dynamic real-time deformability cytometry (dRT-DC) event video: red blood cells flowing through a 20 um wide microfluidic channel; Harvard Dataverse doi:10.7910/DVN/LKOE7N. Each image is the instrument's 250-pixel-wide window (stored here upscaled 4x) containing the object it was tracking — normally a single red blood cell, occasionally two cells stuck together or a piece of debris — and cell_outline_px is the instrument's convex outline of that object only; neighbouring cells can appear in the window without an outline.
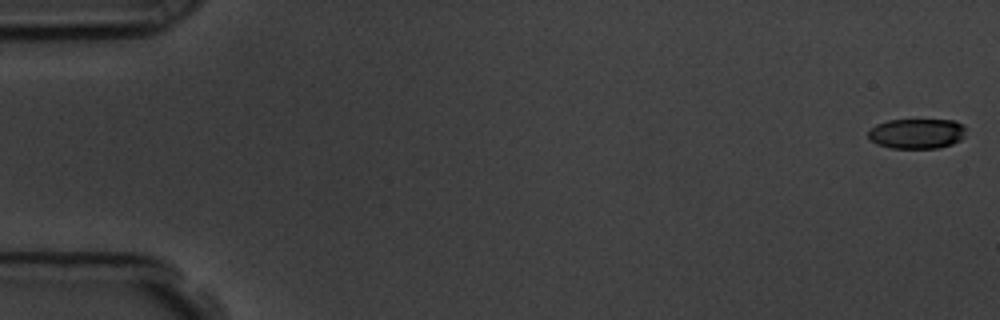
{"species": "common noctule bat (a hibernating species)", "species_latin": "Nyctalus noctula", "temperature_condition": "room temperature", "stored_images_in_passage": 10, "camera_frame_rate_fps": 3000, "um_per_image_px": 0.085, "animal": {"sex": "male", "body_mass_g": 19.5, "forearm_length_mm": 54.6}, "frame": {"image": 1, "passage_image": 1, "time_ms": 0.0, "image_size_px": [1000, 320], "cell_outline_px": [[964, 136], [960, 140], [952, 144], [940, 148], [892, 148], [876, 144], [868, 136], [868, 132], [876, 124], [888, 120], [956, 120], [964, 124]], "centroid_in_image_um": [77.95, 11.35], "position_along_channel_um": 7.1, "area_um2": 17.17}}